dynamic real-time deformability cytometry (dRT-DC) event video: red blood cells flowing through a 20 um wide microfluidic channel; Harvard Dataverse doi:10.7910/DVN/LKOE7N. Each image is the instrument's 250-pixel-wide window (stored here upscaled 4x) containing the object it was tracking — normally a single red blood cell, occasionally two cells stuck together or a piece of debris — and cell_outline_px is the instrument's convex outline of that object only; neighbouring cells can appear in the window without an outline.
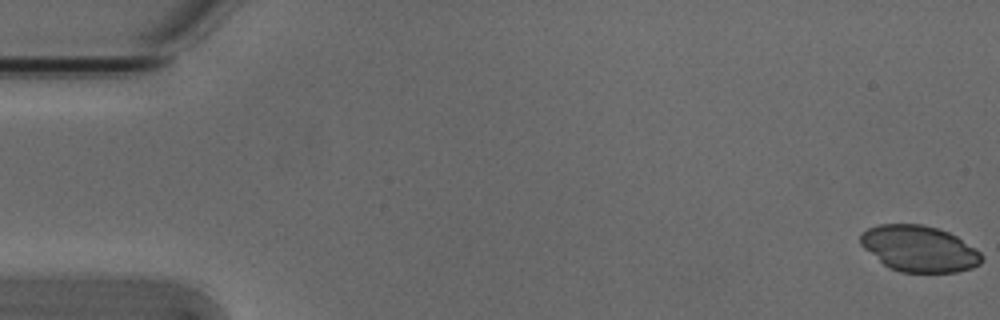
{"species": "Egyptian fruit bat (a non-hibernating species)", "species_latin": "Rousettus aegyptiacus", "temperature_condition": "cold", "stored_images_in_passage": 5, "camera_frame_rate_fps": 3000, "um_per_image_px": 0.085, "animal": {"sex": "male"}, "frame": {"image": 1, "passage_image": 1, "time_ms": 0.0, "image_size_px": [1000, 320], "cell_outline_px": [[984, 260], [980, 264], [972, 268], [956, 272], [900, 272], [888, 268], [864, 248], [860, 244], [860, 232], [868, 228], [880, 224], [920, 224], [936, 228], [948, 232], [956, 236], [980, 252], [984, 256]], "centroid_in_image_um": [78.12, 21.14], "position_along_channel_um": 6.9, "area_um2": 32.6}}